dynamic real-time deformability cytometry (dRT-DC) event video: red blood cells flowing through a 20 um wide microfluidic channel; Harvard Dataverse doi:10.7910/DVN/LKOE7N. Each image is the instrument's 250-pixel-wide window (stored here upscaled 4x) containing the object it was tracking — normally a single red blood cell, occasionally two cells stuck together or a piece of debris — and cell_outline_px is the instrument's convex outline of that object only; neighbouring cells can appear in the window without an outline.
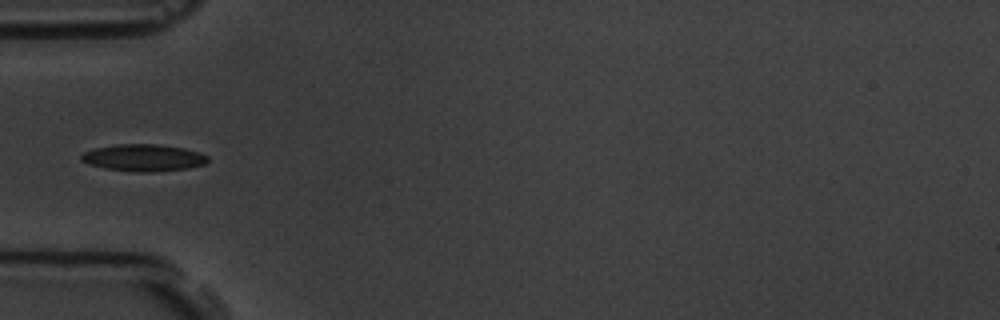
{"species": "common noctule bat (a hibernating species)", "species_latin": "Nyctalus noctula", "temperature_condition": "room temperature", "stored_images_in_passage": 4, "camera_frame_rate_fps": 3000, "um_per_image_px": 0.085, "animal": {"sex": "male", "body_mass_g": 19.5, "forearm_length_mm": 54.6}, "frame": {"image": 1, "passage_image": 3, "time_ms": 2.333, "image_size_px": [1000, 320], "cell_outline_px": [[208, 160], [204, 164], [188, 168], [152, 172], [136, 172], [104, 168], [88, 164], [80, 160], [80, 156], [84, 152], [96, 148], [116, 144], [156, 144], [184, 148], [200, 152], [208, 156]], "centroid_in_image_um": [12.19, 13.41], "position_along_channel_um": 72.8, "area_um2": 19.88}}
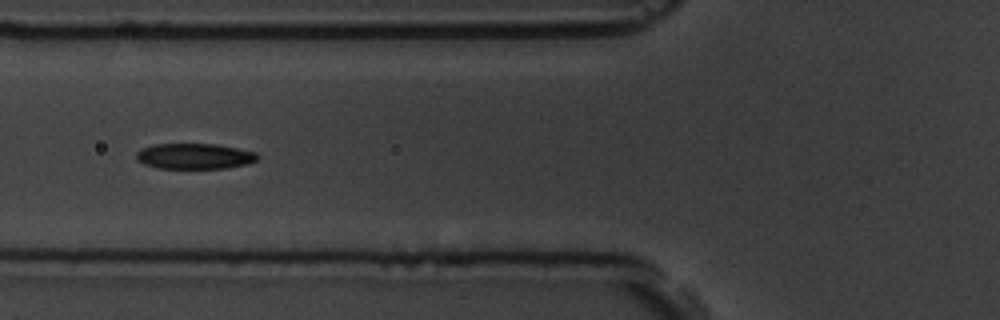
{"frame": {"image": 2, "passage_image": 4, "time_ms": 3.333, "image_size_px": [1000, 320], "cell_outline_px": [[260, 156], [256, 160], [248, 164], [228, 168], [160, 168], [144, 164], [136, 160], [136, 152], [140, 148], [152, 144], [216, 144], [256, 152]], "centroid_in_image_um": [16.52, 13.27], "position_along_channel_um": 109.3, "area_um2": 18.21}}